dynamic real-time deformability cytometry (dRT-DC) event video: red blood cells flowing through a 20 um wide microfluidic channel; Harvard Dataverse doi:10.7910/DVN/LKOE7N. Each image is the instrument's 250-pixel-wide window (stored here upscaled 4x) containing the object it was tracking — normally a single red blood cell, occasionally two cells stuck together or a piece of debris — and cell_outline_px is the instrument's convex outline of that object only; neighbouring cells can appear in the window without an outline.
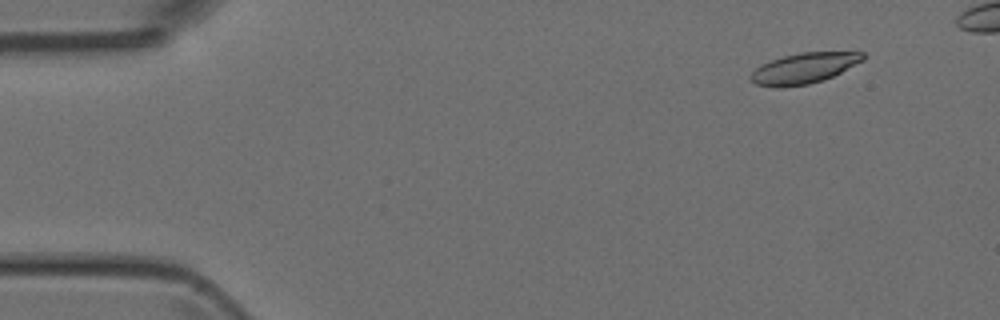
{"species": "Egyptian fruit bat (a non-hibernating species)", "species_latin": "Rousettus aegyptiacus", "temperature_condition": "room temperature", "stored_images_in_passage": 43, "camera_frame_rate_fps": 3000, "um_per_image_px": 0.085, "animal": {"sex": "female"}, "frame": {"image": 1, "passage_image": 2, "time_ms": 0.333, "image_size_px": [1000, 320], "cell_outline_px": [[864, 60], [824, 80], [808, 84], [780, 88], [756, 84], [748, 80], [748, 76], [760, 64], [784, 56], [800, 52], [864, 52]], "centroid_in_image_um": [68.29, 5.81], "position_along_channel_um": 16.7, "area_um2": 20.0}}
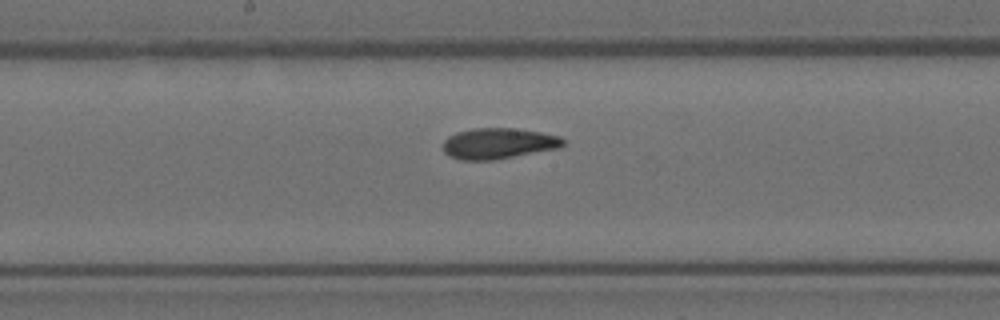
{"frame": {"image": 2, "passage_image": 23, "time_ms": 7.333, "image_size_px": [1000, 320], "cell_outline_px": [[564, 144], [560, 148], [492, 160], [460, 160], [448, 156], [444, 152], [444, 140], [448, 136], [456, 132], [472, 128], [516, 128], [540, 132], [560, 136], [564, 140]], "centroid_in_image_um": [42.35, 12.19], "position_along_channel_um": 205.9, "area_um2": 21.68}}
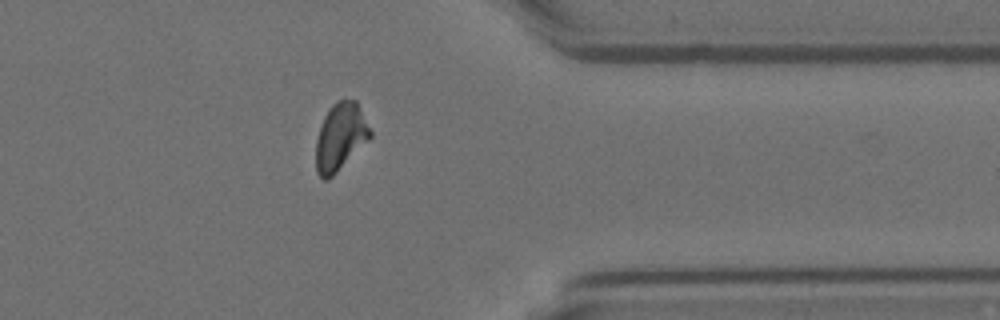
{"frame": {"image": 3, "passage_image": 37, "time_ms": 12.0, "image_size_px": [1000, 320], "cell_outline_px": [[372, 136], [328, 180], [324, 180], [316, 172], [316, 140], [324, 116], [328, 108], [336, 100], [356, 100], [372, 132]], "centroid_in_image_um": [28.92, 11.62], "position_along_channel_um": 382.5, "area_um2": 21.1}}